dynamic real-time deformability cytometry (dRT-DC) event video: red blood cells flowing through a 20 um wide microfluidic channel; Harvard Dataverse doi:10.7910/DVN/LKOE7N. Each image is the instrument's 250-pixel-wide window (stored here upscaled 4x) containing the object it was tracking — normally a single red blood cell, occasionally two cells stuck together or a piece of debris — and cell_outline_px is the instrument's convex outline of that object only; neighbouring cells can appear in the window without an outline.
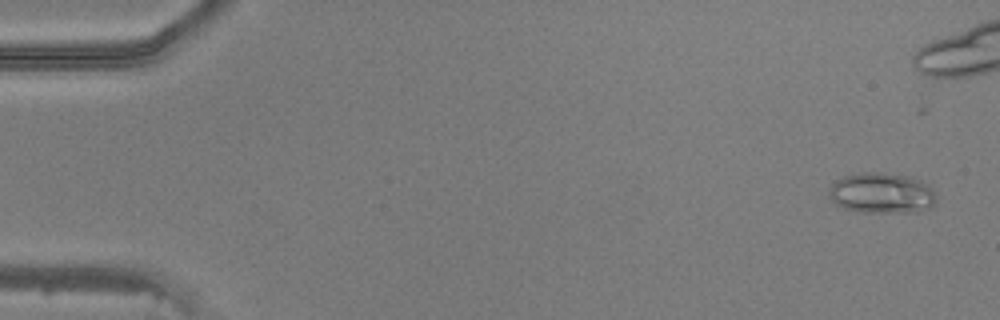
{"species": "common noctule bat (a hibernating species)", "species_latin": "Nyctalus noctula", "temperature_condition": "warm", "stored_images_in_passage": 41, "camera_frame_rate_fps": 3000, "um_per_image_px": 0.085, "animal": {"sex": "male", "body_mass_g": 20.5, "forearm_length_mm": 52.5}, "frame": {"image": 1, "passage_image": 3, "time_ms": 0.667, "image_size_px": [1000, 320], "cell_outline_px": [[936, 204], [932, 208], [920, 212], [860, 212], [844, 208], [836, 204], [828, 196], [828, 188], [836, 180], [844, 176], [860, 172], [880, 172], [908, 176], [920, 180], [932, 188], [936, 196]], "centroid_in_image_um": [74.96, 16.42], "position_along_channel_um": 10.0, "area_um2": 25.78}}
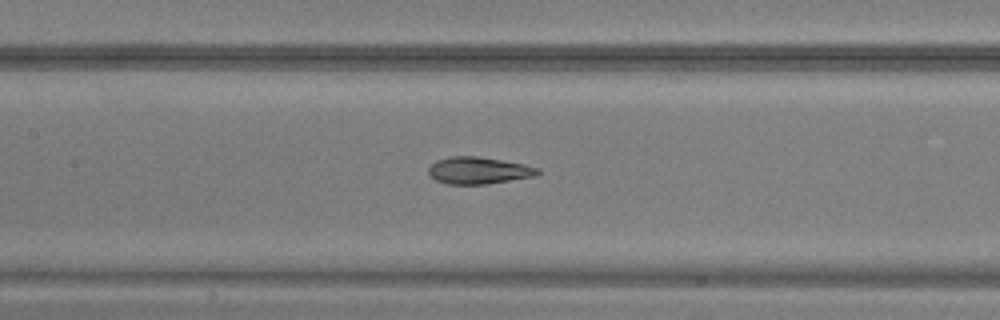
{"frame": {"image": 2, "passage_image": 24, "time_ms": 7.667, "image_size_px": [1000, 320], "cell_outline_px": [[540, 172], [536, 176], [488, 184], [448, 184], [436, 180], [428, 172], [428, 168], [436, 160], [452, 156], [476, 156], [524, 164], [536, 168]], "centroid_in_image_um": [40.67, 14.49], "position_along_channel_um": 166.7, "area_um2": 16.99}}
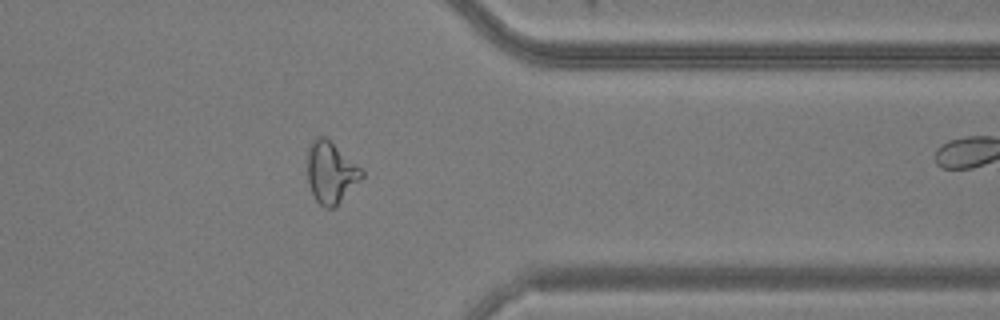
{"frame": {"image": 3, "passage_image": 40, "time_ms": 13.0, "image_size_px": [1000, 320], "cell_outline_px": [[364, 176], [332, 208], [324, 208], [316, 200], [308, 184], [308, 144], [316, 136], [324, 136], [360, 168], [364, 172]], "centroid_in_image_um": [28.08, 14.64], "position_along_channel_um": 383.3, "area_um2": 18.9}}